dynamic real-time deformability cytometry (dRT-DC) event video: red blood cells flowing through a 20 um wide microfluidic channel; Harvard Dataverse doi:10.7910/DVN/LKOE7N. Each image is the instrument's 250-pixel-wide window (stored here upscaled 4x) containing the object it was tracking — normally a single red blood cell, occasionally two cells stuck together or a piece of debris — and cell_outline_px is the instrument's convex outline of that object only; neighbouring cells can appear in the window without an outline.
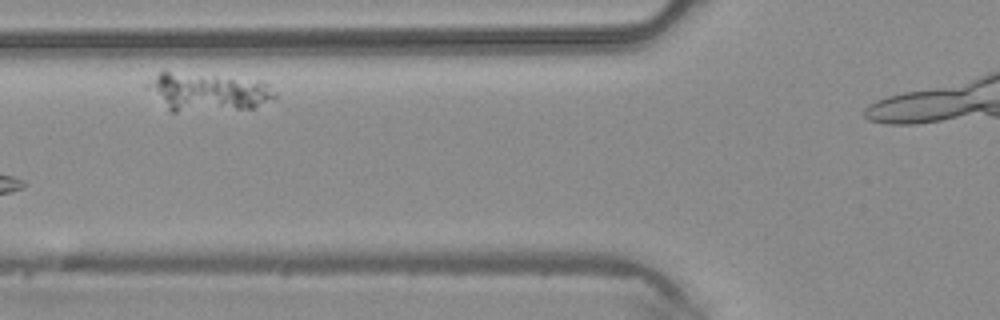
{"species": "common noctule bat (a hibernating species)", "species_latin": "Nyctalus noctula", "temperature_condition": "warm", "stored_images_in_passage": 3, "segment_of_instrument_passage": [1, 2], "camera_frame_rate_fps": 3000, "um_per_image_px": 0.085, "animal": {"sex": "male", "body_mass_g": 20.4}, "frame": {"image": 1, "passage_image": 2, "time_ms": 0.333, "image_size_px": [1000, 320], "cell_outline_px": [[276, 96], [252, 108], [176, 112], [168, 112], [144, 88], [144, 84], [164, 68], [260, 80], [268, 84], [276, 92]], "centroid_in_image_um": [17.51, 7.76], "position_along_channel_um": 108.3, "area_um2": 29.77}}